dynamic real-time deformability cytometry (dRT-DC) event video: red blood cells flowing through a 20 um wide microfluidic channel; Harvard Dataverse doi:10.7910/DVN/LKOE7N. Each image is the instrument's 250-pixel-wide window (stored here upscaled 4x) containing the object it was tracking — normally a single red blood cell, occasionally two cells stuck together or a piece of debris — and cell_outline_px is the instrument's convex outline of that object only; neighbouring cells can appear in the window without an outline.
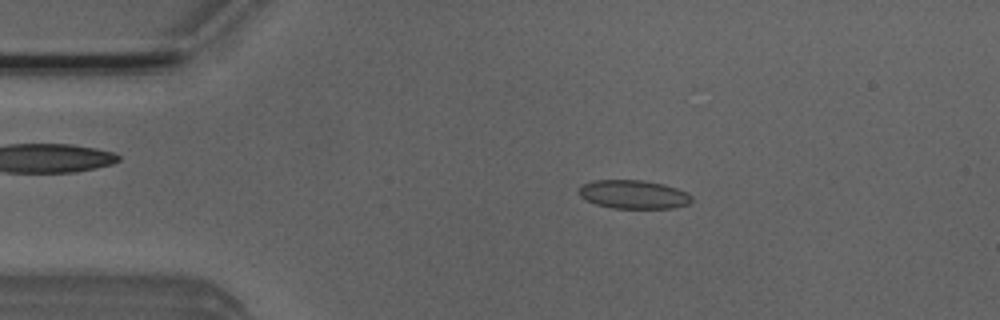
{"species": "Egyptian fruit bat (a non-hibernating species)", "species_latin": "Rousettus aegyptiacus", "temperature_condition": "room temperature", "stored_images_in_passage": 3, "camera_frame_rate_fps": 3000, "um_per_image_px": 0.085, "animal": {"sex": "male"}, "frame": {"image": 1, "passage_image": 1, "time_ms": 0.0, "image_size_px": [1000, 320], "cell_outline_px": [[692, 200], [688, 204], [672, 208], [612, 208], [596, 204], [584, 200], [580, 196], [576, 188], [592, 180], [644, 180], [664, 184], [688, 192], [692, 196]], "centroid_in_image_um": [53.82, 16.52], "position_along_channel_um": 31.2, "area_um2": 19.02}}